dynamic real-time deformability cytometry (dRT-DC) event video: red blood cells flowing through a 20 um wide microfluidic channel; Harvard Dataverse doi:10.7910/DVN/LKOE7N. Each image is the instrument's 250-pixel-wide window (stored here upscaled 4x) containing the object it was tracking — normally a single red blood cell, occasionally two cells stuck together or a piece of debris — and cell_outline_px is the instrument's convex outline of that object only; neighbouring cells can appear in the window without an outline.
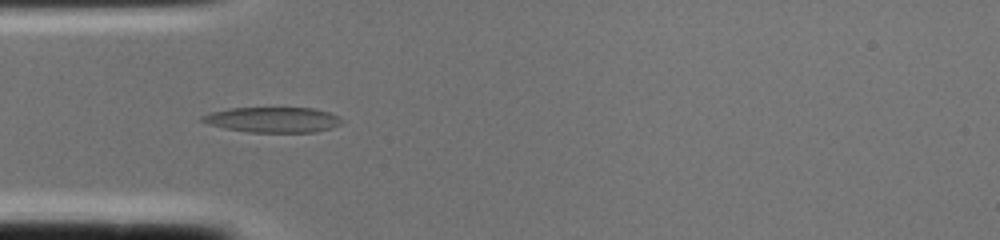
{"species": "common noctule bat (a hibernating species)", "species_latin": "Nyctalus noctula", "temperature_condition": "cold", "stored_images_in_passage": 1, "camera_frame_rate_fps": 3000, "um_per_image_px": 0.085, "animal": {"sex": "female", "body_mass_g": 22.0, "forearm_length_mm": 56.7}, "frame": {"image": 1, "passage_image": 1, "time_ms": 0.0, "image_size_px": [1000, 240], "cell_outline_px": [[344, 120], [340, 124], [332, 128], [316, 132], [248, 132], [224, 128], [208, 124], [200, 120], [200, 116], [208, 112], [228, 108], [312, 108], [328, 112], [340, 116]], "centroid_in_image_um": [23.17, 10.17], "position_along_channel_um": 61.8, "area_um2": 20.81}}